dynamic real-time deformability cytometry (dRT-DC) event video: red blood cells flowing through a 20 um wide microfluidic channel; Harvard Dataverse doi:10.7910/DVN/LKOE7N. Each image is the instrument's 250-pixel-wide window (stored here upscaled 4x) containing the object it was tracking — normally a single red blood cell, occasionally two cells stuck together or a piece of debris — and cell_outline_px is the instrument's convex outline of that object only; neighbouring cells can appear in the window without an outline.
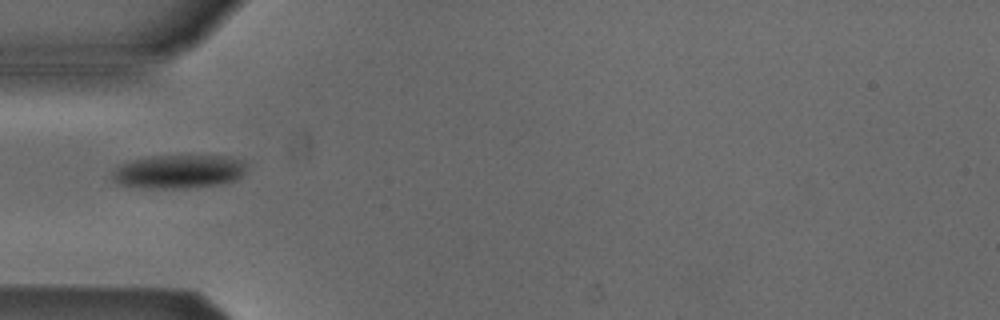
{"species": "Egyptian fruit bat (a non-hibernating species)", "species_latin": "Rousettus aegyptiacus", "temperature_condition": "cold", "stored_images_in_passage": 4, "camera_frame_rate_fps": 3000, "um_per_image_px": 0.085, "animal": {"sex": "male"}, "frame": {"image": 1, "passage_image": 1, "time_ms": 0.0, "image_size_px": [1000, 320], "cell_outline_px": [[244, 172], [236, 180], [220, 184], [188, 188], [152, 188], [120, 184], [112, 180], [112, 172], [120, 164], [132, 160], [152, 156], [224, 156], [244, 160]], "centroid_in_image_um": [15.18, 14.58], "position_along_channel_um": 69.8, "area_um2": 26.07}}
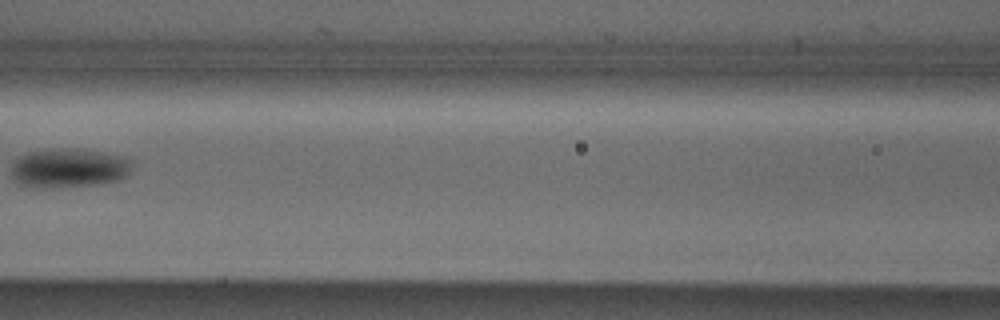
{"frame": {"image": 2, "passage_image": 3, "time_ms": 0.667, "image_size_px": [1000, 320], "cell_outline_px": [[132, 164], [128, 172], [120, 180], [104, 184], [64, 188], [36, 188], [16, 184], [12, 180], [12, 164], [20, 156], [28, 152], [48, 148], [76, 148], [132, 156]], "centroid_in_image_um": [5.87, 14.29], "position_along_channel_um": 160.7, "area_um2": 28.73}}
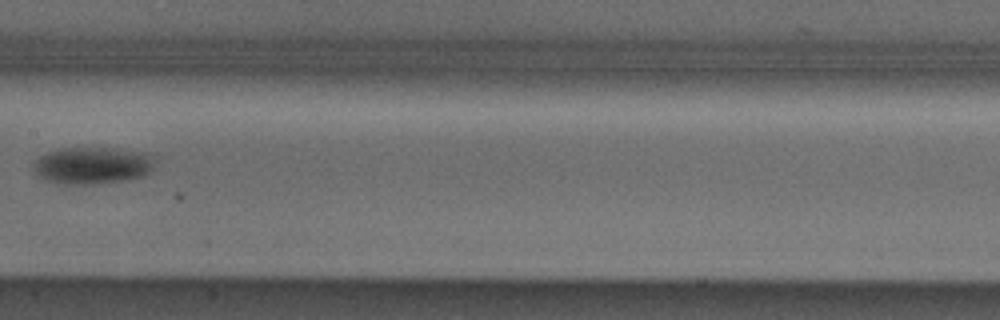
{"frame": {"image": 3, "passage_image": 4, "time_ms": 1.0, "image_size_px": [1000, 320], "cell_outline_px": [[156, 156], [152, 168], [144, 176], [128, 180], [96, 184], [60, 184], [44, 180], [36, 172], [32, 164], [40, 156], [48, 152], [64, 148], [116, 148], [140, 152]], "centroid_in_image_um": [7.87, 14.07], "position_along_channel_um": 199.5, "area_um2": 26.3}}